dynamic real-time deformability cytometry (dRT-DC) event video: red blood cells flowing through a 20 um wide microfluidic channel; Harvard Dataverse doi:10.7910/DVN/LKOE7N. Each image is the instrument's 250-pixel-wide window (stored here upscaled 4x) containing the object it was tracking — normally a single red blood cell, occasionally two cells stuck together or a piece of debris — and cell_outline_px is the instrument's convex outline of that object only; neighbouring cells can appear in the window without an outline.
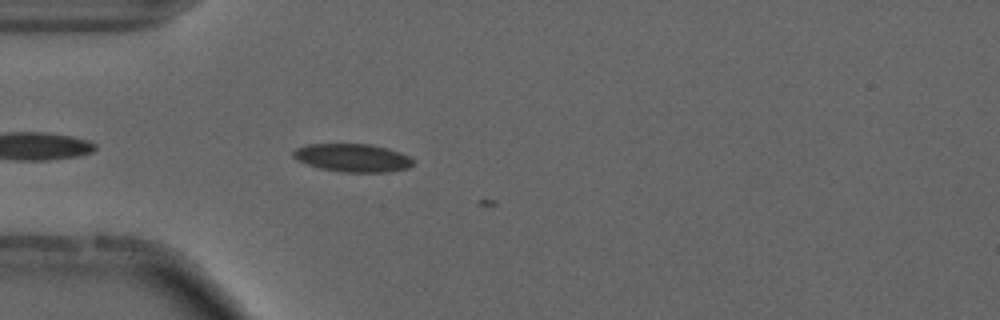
{"species": "common noctule bat (a hibernating species)", "species_latin": "Nyctalus noctula", "temperature_condition": "cold", "stored_images_in_passage": 5, "camera_frame_rate_fps": 3000, "um_per_image_px": 0.085, "animal": {"sex": "male", "forearm_length_mm": 52.5}, "frame": {"image": 1, "passage_image": 4, "time_ms": 1.0, "image_size_px": [1000, 320], "cell_outline_px": [[412, 164], [408, 168], [388, 172], [340, 172], [320, 168], [296, 160], [292, 156], [292, 152], [296, 148], [308, 144], [368, 144], [388, 148], [400, 152], [408, 156], [412, 160]], "centroid_in_image_um": [29.94, 13.41], "position_along_channel_um": 55.1, "area_um2": 19.59}}